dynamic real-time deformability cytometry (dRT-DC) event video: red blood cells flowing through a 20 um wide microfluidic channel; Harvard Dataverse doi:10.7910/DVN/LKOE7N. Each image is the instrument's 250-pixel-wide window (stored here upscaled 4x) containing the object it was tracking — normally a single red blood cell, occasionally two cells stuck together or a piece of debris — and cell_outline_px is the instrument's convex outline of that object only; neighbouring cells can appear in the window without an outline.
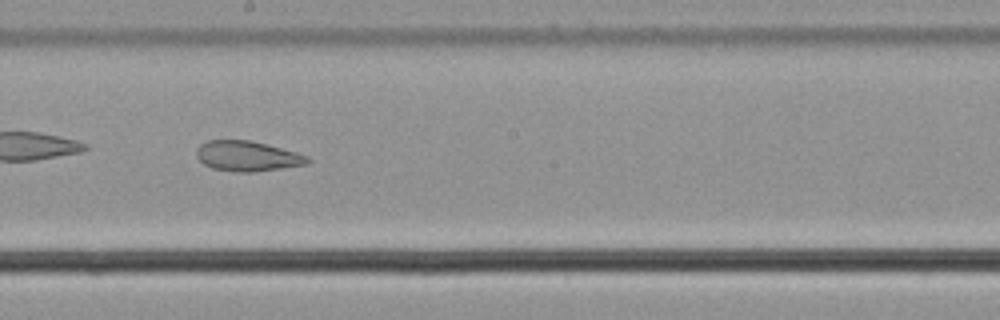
{"species": "common noctule bat (a hibernating species)", "species_latin": "Nyctalus noctula", "temperature_condition": "cold", "stored_images_in_passage": 57, "camera_frame_rate_fps": 3000, "um_per_image_px": 0.085, "animal": {"sex": "male", "body_mass_g": 21.5, "forearm_length_mm": 52.0}, "frame": {"image": 1, "passage_image": 33, "time_ms": 10.667, "image_size_px": [1000, 320], "cell_outline_px": [[312, 160], [308, 164], [256, 172], [236, 172], [212, 168], [204, 164], [196, 156], [196, 148], [200, 144], [208, 140], [252, 140], [296, 152], [308, 156]], "centroid_in_image_um": [21.03, 13.27], "position_along_channel_um": 227.2, "area_um2": 19.71}}